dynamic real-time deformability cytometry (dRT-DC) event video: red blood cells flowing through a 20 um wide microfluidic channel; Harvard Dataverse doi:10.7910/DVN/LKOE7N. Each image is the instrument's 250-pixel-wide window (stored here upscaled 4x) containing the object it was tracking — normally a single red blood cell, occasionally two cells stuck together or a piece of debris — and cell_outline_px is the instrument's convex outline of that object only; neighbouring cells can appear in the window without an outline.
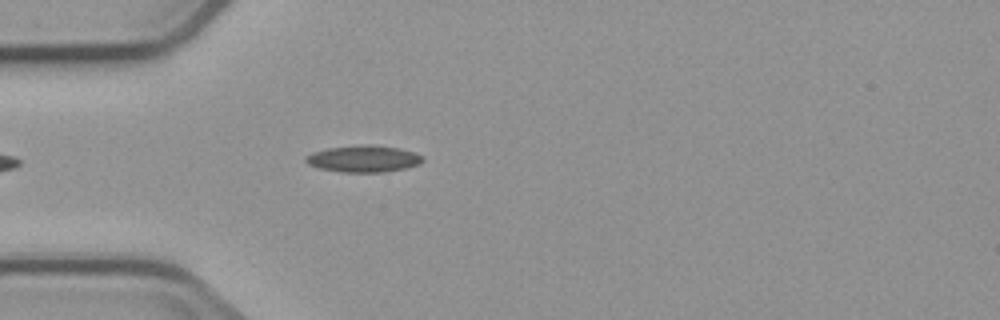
{"species": "common noctule bat (a hibernating species)", "species_latin": "Nyctalus noctula", "temperature_condition": "cold", "stored_images_in_passage": 4, "camera_frame_rate_fps": 3000, "um_per_image_px": 0.085, "animal": {"sex": "male", "body_mass_g": 23.1, "forearm_length_mm": 52.7}, "frame": {"image": 1, "passage_image": 4, "time_ms": 3.667, "image_size_px": [1000, 320], "cell_outline_px": [[424, 160], [420, 164], [404, 168], [384, 172], [340, 172], [320, 168], [308, 164], [304, 160], [304, 156], [312, 152], [328, 148], [364, 144], [368, 144], [396, 148], [416, 152], [424, 156]], "centroid_in_image_um": [30.9, 13.49], "position_along_channel_um": 54.1, "area_um2": 18.26}}